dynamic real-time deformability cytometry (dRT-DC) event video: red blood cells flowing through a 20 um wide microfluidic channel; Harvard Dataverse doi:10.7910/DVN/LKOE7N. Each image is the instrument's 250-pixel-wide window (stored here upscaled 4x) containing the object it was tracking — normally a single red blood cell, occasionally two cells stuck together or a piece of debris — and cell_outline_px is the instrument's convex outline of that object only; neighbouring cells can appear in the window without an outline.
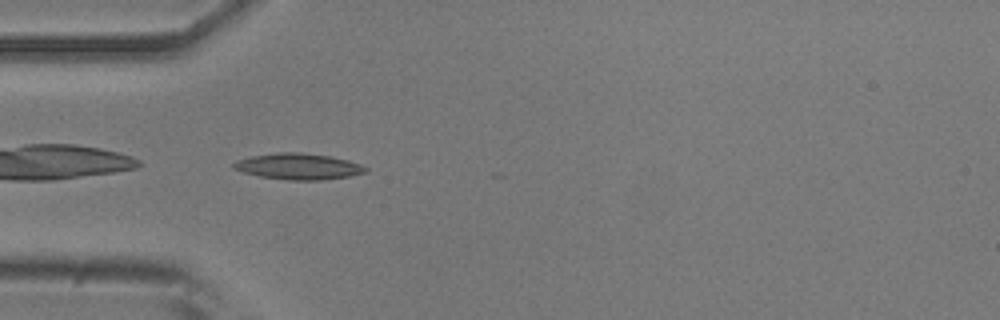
{"species": "common noctule bat (a hibernating species)", "species_latin": "Nyctalus noctula", "temperature_condition": "room temperature", "stored_images_in_passage": 10, "camera_frame_rate_fps": 3000, "um_per_image_px": 0.085, "animal": {"sex": "male", "body_mass_g": 20.5, "forearm_length_mm": 52.5}, "frame": {"image": 1, "passage_image": 1, "time_ms": 0.0, "image_size_px": [1000, 320], "cell_outline_px": [[368, 172], [348, 176], [320, 180], [288, 180], [260, 176], [244, 172], [232, 168], [232, 164], [236, 160], [252, 156], [280, 152], [300, 152], [332, 156], [348, 160], [360, 164], [368, 168]], "centroid_in_image_um": [25.37, 14.14], "position_along_channel_um": 59.6, "area_um2": 20.06}}
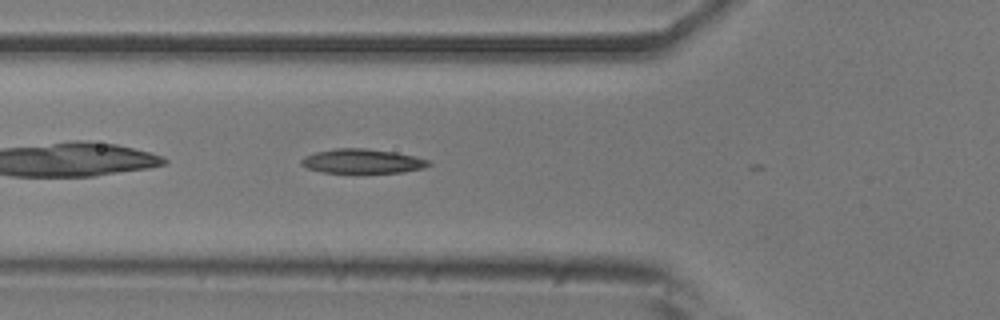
{"frame": {"image": 2, "passage_image": 4, "time_ms": 1.0, "image_size_px": [1000, 320], "cell_outline_px": [[432, 164], [424, 168], [404, 172], [324, 172], [308, 168], [300, 164], [300, 160], [304, 156], [316, 152], [336, 148], [364, 148], [396, 152], [416, 156], [428, 160]], "centroid_in_image_um": [30.82, 13.69], "position_along_channel_um": 95.0, "area_um2": 17.98}}
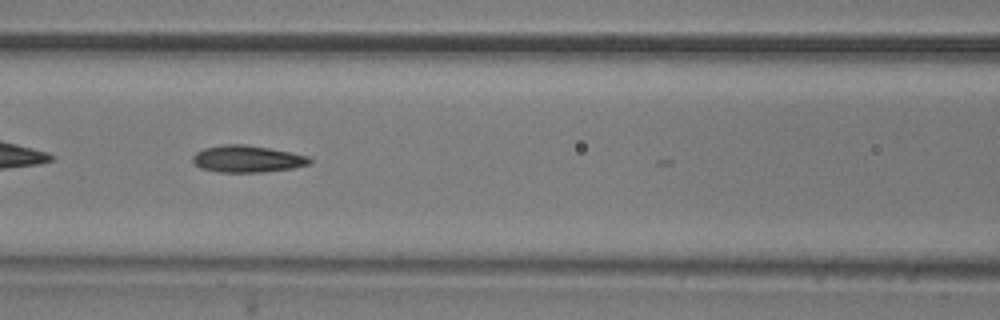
{"frame": {"image": 3, "passage_image": 8, "time_ms": 2.333, "image_size_px": [1000, 320], "cell_outline_px": [[312, 164], [292, 168], [264, 172], [220, 172], [200, 168], [192, 160], [192, 156], [196, 152], [204, 148], [220, 144], [244, 144], [268, 148], [308, 156], [312, 160]], "centroid_in_image_um": [21.0, 13.5], "position_along_channel_um": 145.6, "area_um2": 18.32}}